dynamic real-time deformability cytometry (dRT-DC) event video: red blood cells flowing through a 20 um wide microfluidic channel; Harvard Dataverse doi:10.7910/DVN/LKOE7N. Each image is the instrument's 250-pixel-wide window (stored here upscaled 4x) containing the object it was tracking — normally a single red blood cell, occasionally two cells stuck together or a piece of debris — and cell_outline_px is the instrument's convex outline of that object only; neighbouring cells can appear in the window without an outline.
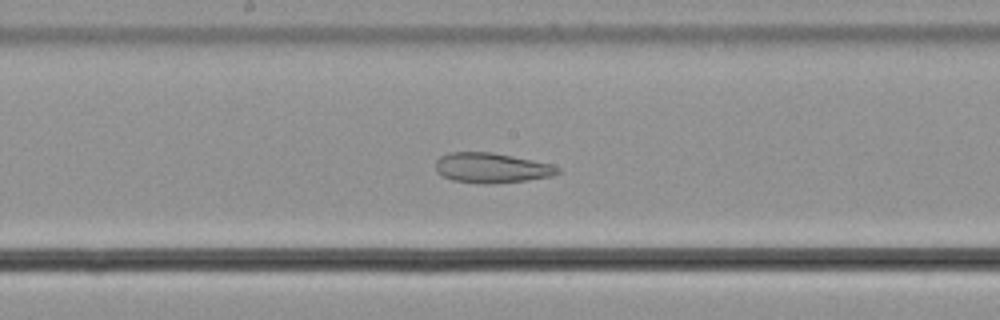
{"species": "common noctule bat (a hibernating species)", "species_latin": "Nyctalus noctula", "temperature_condition": "cold", "stored_images_in_passage": 56, "camera_frame_rate_fps": 3000, "um_per_image_px": 0.085, "animal": {"sex": "male", "body_mass_g": 21.5, "forearm_length_mm": 52.0}, "frame": {"image": 1, "passage_image": 30, "time_ms": 9.667, "image_size_px": [1000, 320], "cell_outline_px": [[560, 172], [552, 176], [524, 180], [492, 184], [480, 184], [452, 180], [440, 176], [436, 172], [436, 160], [440, 156], [452, 152], [492, 152], [552, 164], [560, 168]], "centroid_in_image_um": [41.75, 14.27], "position_along_channel_um": 206.5, "area_um2": 21.44}}
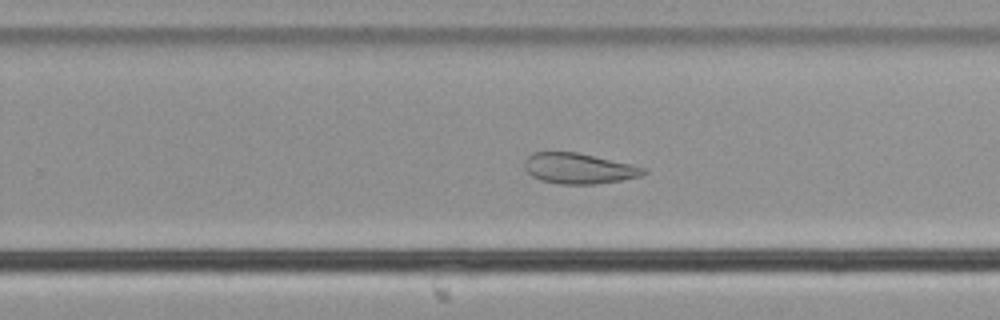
{"frame": {"image": 2, "passage_image": 36, "time_ms": 11.667, "image_size_px": [1000, 320], "cell_outline_px": [[648, 172], [640, 176], [620, 180], [596, 184], [560, 184], [540, 180], [532, 176], [524, 168], [524, 160], [532, 152], [576, 152], [632, 164], [648, 168]], "centroid_in_image_um": [49.2, 14.31], "position_along_channel_um": 280.6, "area_um2": 21.27}}
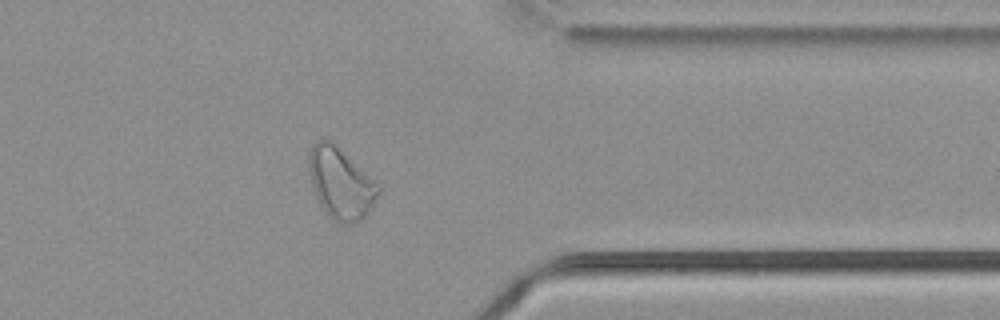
{"frame": {"image": 3, "passage_image": 45, "time_ms": 14.667, "image_size_px": [1000, 320], "cell_outline_px": [[380, 192], [368, 212], [360, 220], [352, 224], [344, 224], [332, 220], [328, 216], [320, 204], [312, 184], [308, 164], [308, 152], [312, 144], [316, 140], [332, 140], [380, 188]], "centroid_in_image_um": [28.92, 15.58], "position_along_channel_um": 382.5, "area_um2": 28.26}}